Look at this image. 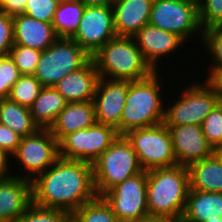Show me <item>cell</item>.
Instances as JSON below:
<instances>
[{"instance_id":"2e32d148","label":"cell","mask_w":222,"mask_h":222,"mask_svg":"<svg viewBox=\"0 0 222 222\" xmlns=\"http://www.w3.org/2000/svg\"><path fill=\"white\" fill-rule=\"evenodd\" d=\"M133 38L144 59L157 71L159 59L176 53L186 41L173 32L165 31L151 24L143 26ZM158 65V66H157Z\"/></svg>"},{"instance_id":"5b68a950","label":"cell","mask_w":222,"mask_h":222,"mask_svg":"<svg viewBox=\"0 0 222 222\" xmlns=\"http://www.w3.org/2000/svg\"><path fill=\"white\" fill-rule=\"evenodd\" d=\"M92 166L95 191L99 197L143 170L134 149L124 135H119Z\"/></svg>"},{"instance_id":"d4e9b609","label":"cell","mask_w":222,"mask_h":222,"mask_svg":"<svg viewBox=\"0 0 222 222\" xmlns=\"http://www.w3.org/2000/svg\"><path fill=\"white\" fill-rule=\"evenodd\" d=\"M0 123L21 137L35 134L40 129L33 121L30 108L21 106L8 98L0 99Z\"/></svg>"},{"instance_id":"7c38bea8","label":"cell","mask_w":222,"mask_h":222,"mask_svg":"<svg viewBox=\"0 0 222 222\" xmlns=\"http://www.w3.org/2000/svg\"><path fill=\"white\" fill-rule=\"evenodd\" d=\"M147 171L129 177L101 197L121 222H137L148 216Z\"/></svg>"},{"instance_id":"ee69618b","label":"cell","mask_w":222,"mask_h":222,"mask_svg":"<svg viewBox=\"0 0 222 222\" xmlns=\"http://www.w3.org/2000/svg\"><path fill=\"white\" fill-rule=\"evenodd\" d=\"M205 222H222V216L220 217V218H214L213 220L211 219V220H207V221H205Z\"/></svg>"},{"instance_id":"f35d334b","label":"cell","mask_w":222,"mask_h":222,"mask_svg":"<svg viewBox=\"0 0 222 222\" xmlns=\"http://www.w3.org/2000/svg\"><path fill=\"white\" fill-rule=\"evenodd\" d=\"M137 222H183L182 217L145 216Z\"/></svg>"},{"instance_id":"484cf974","label":"cell","mask_w":222,"mask_h":222,"mask_svg":"<svg viewBox=\"0 0 222 222\" xmlns=\"http://www.w3.org/2000/svg\"><path fill=\"white\" fill-rule=\"evenodd\" d=\"M85 7L81 0H60L52 21L58 38H71L76 33Z\"/></svg>"},{"instance_id":"1f68e13d","label":"cell","mask_w":222,"mask_h":222,"mask_svg":"<svg viewBox=\"0 0 222 222\" xmlns=\"http://www.w3.org/2000/svg\"><path fill=\"white\" fill-rule=\"evenodd\" d=\"M201 129L208 144L215 150L222 146V102L219 101L206 116Z\"/></svg>"},{"instance_id":"3957f363","label":"cell","mask_w":222,"mask_h":222,"mask_svg":"<svg viewBox=\"0 0 222 222\" xmlns=\"http://www.w3.org/2000/svg\"><path fill=\"white\" fill-rule=\"evenodd\" d=\"M158 74L155 71L143 80L128 81V93L120 121V135L164 122L166 107L162 99L163 90L161 91L164 85L161 82L163 79L159 78L162 74Z\"/></svg>"},{"instance_id":"ba28073f","label":"cell","mask_w":222,"mask_h":222,"mask_svg":"<svg viewBox=\"0 0 222 222\" xmlns=\"http://www.w3.org/2000/svg\"><path fill=\"white\" fill-rule=\"evenodd\" d=\"M91 56L71 38H58L41 52L34 76L43 87L54 86L70 72L83 67Z\"/></svg>"},{"instance_id":"b9f144b4","label":"cell","mask_w":222,"mask_h":222,"mask_svg":"<svg viewBox=\"0 0 222 222\" xmlns=\"http://www.w3.org/2000/svg\"><path fill=\"white\" fill-rule=\"evenodd\" d=\"M86 6L102 5L112 6L116 0H81Z\"/></svg>"},{"instance_id":"836d02e7","label":"cell","mask_w":222,"mask_h":222,"mask_svg":"<svg viewBox=\"0 0 222 222\" xmlns=\"http://www.w3.org/2000/svg\"><path fill=\"white\" fill-rule=\"evenodd\" d=\"M21 76L18 67L9 56H0V99L8 98L11 87Z\"/></svg>"},{"instance_id":"7402d4cb","label":"cell","mask_w":222,"mask_h":222,"mask_svg":"<svg viewBox=\"0 0 222 222\" xmlns=\"http://www.w3.org/2000/svg\"><path fill=\"white\" fill-rule=\"evenodd\" d=\"M222 216V193L189 190L183 222H205Z\"/></svg>"},{"instance_id":"60d3db41","label":"cell","mask_w":222,"mask_h":222,"mask_svg":"<svg viewBox=\"0 0 222 222\" xmlns=\"http://www.w3.org/2000/svg\"><path fill=\"white\" fill-rule=\"evenodd\" d=\"M209 81L216 87L219 99L222 102V71L217 72Z\"/></svg>"},{"instance_id":"74e56055","label":"cell","mask_w":222,"mask_h":222,"mask_svg":"<svg viewBox=\"0 0 222 222\" xmlns=\"http://www.w3.org/2000/svg\"><path fill=\"white\" fill-rule=\"evenodd\" d=\"M28 0H0V12L9 16H17L24 13Z\"/></svg>"},{"instance_id":"d6986e66","label":"cell","mask_w":222,"mask_h":222,"mask_svg":"<svg viewBox=\"0 0 222 222\" xmlns=\"http://www.w3.org/2000/svg\"><path fill=\"white\" fill-rule=\"evenodd\" d=\"M154 0H116L112 5L117 36L133 37L149 24Z\"/></svg>"},{"instance_id":"5bb4252c","label":"cell","mask_w":222,"mask_h":222,"mask_svg":"<svg viewBox=\"0 0 222 222\" xmlns=\"http://www.w3.org/2000/svg\"><path fill=\"white\" fill-rule=\"evenodd\" d=\"M128 93V81L99 78L95 95L97 123L115 128L120 134V121Z\"/></svg>"},{"instance_id":"ab89813d","label":"cell","mask_w":222,"mask_h":222,"mask_svg":"<svg viewBox=\"0 0 222 222\" xmlns=\"http://www.w3.org/2000/svg\"><path fill=\"white\" fill-rule=\"evenodd\" d=\"M9 157L5 154V152L0 148V170L4 174H11L12 171L9 169L11 166L9 165L11 161H9Z\"/></svg>"},{"instance_id":"ac0fdd59","label":"cell","mask_w":222,"mask_h":222,"mask_svg":"<svg viewBox=\"0 0 222 222\" xmlns=\"http://www.w3.org/2000/svg\"><path fill=\"white\" fill-rule=\"evenodd\" d=\"M99 75L92 58L81 68L70 72L53 87L68 103L93 101Z\"/></svg>"},{"instance_id":"7bdbcfd3","label":"cell","mask_w":222,"mask_h":222,"mask_svg":"<svg viewBox=\"0 0 222 222\" xmlns=\"http://www.w3.org/2000/svg\"><path fill=\"white\" fill-rule=\"evenodd\" d=\"M214 153L217 155V157L220 159V161L222 163V146L216 148L214 150Z\"/></svg>"},{"instance_id":"6da1fadb","label":"cell","mask_w":222,"mask_h":222,"mask_svg":"<svg viewBox=\"0 0 222 222\" xmlns=\"http://www.w3.org/2000/svg\"><path fill=\"white\" fill-rule=\"evenodd\" d=\"M97 197L91 163L58 158L32 181L36 206L75 212Z\"/></svg>"},{"instance_id":"f1b7e54d","label":"cell","mask_w":222,"mask_h":222,"mask_svg":"<svg viewBox=\"0 0 222 222\" xmlns=\"http://www.w3.org/2000/svg\"><path fill=\"white\" fill-rule=\"evenodd\" d=\"M42 87L34 75H21L11 87L8 99L30 108Z\"/></svg>"},{"instance_id":"4fadbf2b","label":"cell","mask_w":222,"mask_h":222,"mask_svg":"<svg viewBox=\"0 0 222 222\" xmlns=\"http://www.w3.org/2000/svg\"><path fill=\"white\" fill-rule=\"evenodd\" d=\"M117 36L112 6H86L76 33L71 37L90 56Z\"/></svg>"},{"instance_id":"9a60e30c","label":"cell","mask_w":222,"mask_h":222,"mask_svg":"<svg viewBox=\"0 0 222 222\" xmlns=\"http://www.w3.org/2000/svg\"><path fill=\"white\" fill-rule=\"evenodd\" d=\"M167 127L172 137L177 165L188 167L190 164L201 161L214 153L201 126L186 124Z\"/></svg>"},{"instance_id":"30bf717a","label":"cell","mask_w":222,"mask_h":222,"mask_svg":"<svg viewBox=\"0 0 222 222\" xmlns=\"http://www.w3.org/2000/svg\"><path fill=\"white\" fill-rule=\"evenodd\" d=\"M118 131L95 122L86 129L64 136L59 142V157L93 163L118 138Z\"/></svg>"},{"instance_id":"e575fe53","label":"cell","mask_w":222,"mask_h":222,"mask_svg":"<svg viewBox=\"0 0 222 222\" xmlns=\"http://www.w3.org/2000/svg\"><path fill=\"white\" fill-rule=\"evenodd\" d=\"M60 0H28L23 14L45 23H52Z\"/></svg>"},{"instance_id":"8992f818","label":"cell","mask_w":222,"mask_h":222,"mask_svg":"<svg viewBox=\"0 0 222 222\" xmlns=\"http://www.w3.org/2000/svg\"><path fill=\"white\" fill-rule=\"evenodd\" d=\"M205 83V84H204ZM180 92V96L165 108L166 126L199 125L220 101L216 87L205 80L191 83Z\"/></svg>"},{"instance_id":"9c48e42d","label":"cell","mask_w":222,"mask_h":222,"mask_svg":"<svg viewBox=\"0 0 222 222\" xmlns=\"http://www.w3.org/2000/svg\"><path fill=\"white\" fill-rule=\"evenodd\" d=\"M149 24L162 30L173 32L185 41L203 30L198 20L197 0H154L150 13Z\"/></svg>"},{"instance_id":"d590c367","label":"cell","mask_w":222,"mask_h":222,"mask_svg":"<svg viewBox=\"0 0 222 222\" xmlns=\"http://www.w3.org/2000/svg\"><path fill=\"white\" fill-rule=\"evenodd\" d=\"M14 44L13 17L0 12V56L9 55Z\"/></svg>"},{"instance_id":"8d00e7d4","label":"cell","mask_w":222,"mask_h":222,"mask_svg":"<svg viewBox=\"0 0 222 222\" xmlns=\"http://www.w3.org/2000/svg\"><path fill=\"white\" fill-rule=\"evenodd\" d=\"M21 136L12 129L0 123V148L10 158V156L18 149Z\"/></svg>"},{"instance_id":"d6a6232c","label":"cell","mask_w":222,"mask_h":222,"mask_svg":"<svg viewBox=\"0 0 222 222\" xmlns=\"http://www.w3.org/2000/svg\"><path fill=\"white\" fill-rule=\"evenodd\" d=\"M198 20L202 30L222 26V0H197Z\"/></svg>"},{"instance_id":"f546056e","label":"cell","mask_w":222,"mask_h":222,"mask_svg":"<svg viewBox=\"0 0 222 222\" xmlns=\"http://www.w3.org/2000/svg\"><path fill=\"white\" fill-rule=\"evenodd\" d=\"M71 219L72 214L67 211L43 208L32 203L15 222H69Z\"/></svg>"},{"instance_id":"52a82bcc","label":"cell","mask_w":222,"mask_h":222,"mask_svg":"<svg viewBox=\"0 0 222 222\" xmlns=\"http://www.w3.org/2000/svg\"><path fill=\"white\" fill-rule=\"evenodd\" d=\"M124 136L130 142L144 171L177 165L172 137L164 122L131 130Z\"/></svg>"},{"instance_id":"e0dca14e","label":"cell","mask_w":222,"mask_h":222,"mask_svg":"<svg viewBox=\"0 0 222 222\" xmlns=\"http://www.w3.org/2000/svg\"><path fill=\"white\" fill-rule=\"evenodd\" d=\"M19 175L0 178V222H15L32 204V181Z\"/></svg>"},{"instance_id":"8fae6325","label":"cell","mask_w":222,"mask_h":222,"mask_svg":"<svg viewBox=\"0 0 222 222\" xmlns=\"http://www.w3.org/2000/svg\"><path fill=\"white\" fill-rule=\"evenodd\" d=\"M11 158L24 170L25 174L21 172L19 177L33 181L59 158L58 141L49 129H39L35 134L21 137Z\"/></svg>"},{"instance_id":"f6af8a7d","label":"cell","mask_w":222,"mask_h":222,"mask_svg":"<svg viewBox=\"0 0 222 222\" xmlns=\"http://www.w3.org/2000/svg\"><path fill=\"white\" fill-rule=\"evenodd\" d=\"M4 175V173L0 170V178Z\"/></svg>"},{"instance_id":"83f0119b","label":"cell","mask_w":222,"mask_h":222,"mask_svg":"<svg viewBox=\"0 0 222 222\" xmlns=\"http://www.w3.org/2000/svg\"><path fill=\"white\" fill-rule=\"evenodd\" d=\"M202 46L212 59L206 80H210L217 72L222 71V26L209 27L203 30ZM211 55V56H210ZM212 66V67H211Z\"/></svg>"},{"instance_id":"4316f807","label":"cell","mask_w":222,"mask_h":222,"mask_svg":"<svg viewBox=\"0 0 222 222\" xmlns=\"http://www.w3.org/2000/svg\"><path fill=\"white\" fill-rule=\"evenodd\" d=\"M75 222H121L102 197L83 204L72 213Z\"/></svg>"},{"instance_id":"7a4b0ae2","label":"cell","mask_w":222,"mask_h":222,"mask_svg":"<svg viewBox=\"0 0 222 222\" xmlns=\"http://www.w3.org/2000/svg\"><path fill=\"white\" fill-rule=\"evenodd\" d=\"M186 166L147 171V210L149 216L182 217L189 191Z\"/></svg>"},{"instance_id":"44dd1931","label":"cell","mask_w":222,"mask_h":222,"mask_svg":"<svg viewBox=\"0 0 222 222\" xmlns=\"http://www.w3.org/2000/svg\"><path fill=\"white\" fill-rule=\"evenodd\" d=\"M95 122L93 101L67 103L49 130L59 142L67 134L86 129Z\"/></svg>"},{"instance_id":"4dcf8cb0","label":"cell","mask_w":222,"mask_h":222,"mask_svg":"<svg viewBox=\"0 0 222 222\" xmlns=\"http://www.w3.org/2000/svg\"><path fill=\"white\" fill-rule=\"evenodd\" d=\"M40 50L13 44L9 56L18 67L21 75H33L41 55Z\"/></svg>"},{"instance_id":"cb8c5ba5","label":"cell","mask_w":222,"mask_h":222,"mask_svg":"<svg viewBox=\"0 0 222 222\" xmlns=\"http://www.w3.org/2000/svg\"><path fill=\"white\" fill-rule=\"evenodd\" d=\"M67 103L53 86L42 87L38 97L30 107L33 121L40 129H49Z\"/></svg>"},{"instance_id":"277c9868","label":"cell","mask_w":222,"mask_h":222,"mask_svg":"<svg viewBox=\"0 0 222 222\" xmlns=\"http://www.w3.org/2000/svg\"><path fill=\"white\" fill-rule=\"evenodd\" d=\"M99 78L139 81L155 70L144 59L133 37L116 36L91 56Z\"/></svg>"},{"instance_id":"603a6c76","label":"cell","mask_w":222,"mask_h":222,"mask_svg":"<svg viewBox=\"0 0 222 222\" xmlns=\"http://www.w3.org/2000/svg\"><path fill=\"white\" fill-rule=\"evenodd\" d=\"M187 168L189 190L222 193V163L215 153Z\"/></svg>"},{"instance_id":"ffe728a7","label":"cell","mask_w":222,"mask_h":222,"mask_svg":"<svg viewBox=\"0 0 222 222\" xmlns=\"http://www.w3.org/2000/svg\"><path fill=\"white\" fill-rule=\"evenodd\" d=\"M14 44L44 51L57 39L52 23L21 14L13 17Z\"/></svg>"}]
</instances>
